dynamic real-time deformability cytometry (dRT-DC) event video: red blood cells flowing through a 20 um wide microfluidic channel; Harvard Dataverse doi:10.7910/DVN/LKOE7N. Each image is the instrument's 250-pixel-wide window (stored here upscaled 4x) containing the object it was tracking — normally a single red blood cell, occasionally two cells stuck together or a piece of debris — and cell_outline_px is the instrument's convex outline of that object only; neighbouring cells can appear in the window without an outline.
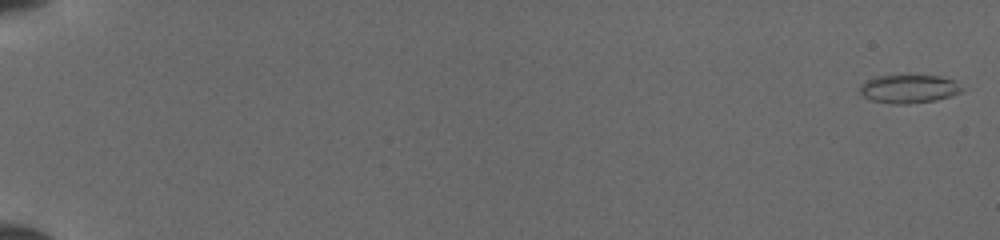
{"species": "common noctule bat (a hibernating species)", "species_latin": "Nyctalus noctula", "temperature_condition": "cold", "stored_images_in_passage": 12, "camera_frame_rate_fps": 3000, "um_per_image_px": 0.085, "animal": {"sex": "female", "body_mass_g": 19.5, "forearm_length_mm": 54.1}, "frame": {"image": 1, "passage_image": 1, "time_ms": 0.0, "image_size_px": [1000, 240], "cell_outline_px": [[964, 88], [960, 92], [936, 100], [908, 104], [892, 104], [872, 100], [864, 96], [860, 92], [860, 84], [872, 76], [940, 76], [952, 80]], "centroid_in_image_um": [77.21, 7.56], "position_along_channel_um": 7.8, "area_um2": 16.7}}
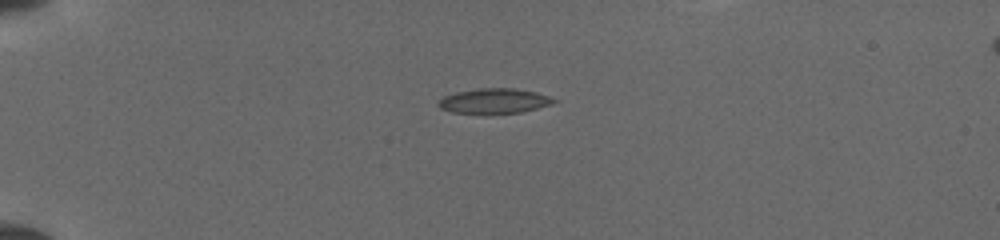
{"frame": {"image": 2, "passage_image": 7, "time_ms": 4.667, "image_size_px": [1000, 240], "cell_outline_px": [[560, 100], [552, 104], [520, 112], [452, 112], [440, 108], [436, 104], [444, 96], [456, 92], [480, 88], [512, 88], [536, 92]], "centroid_in_image_um": [42.02, 8.56], "position_along_channel_um": 43.0, "area_um2": 16.36}}